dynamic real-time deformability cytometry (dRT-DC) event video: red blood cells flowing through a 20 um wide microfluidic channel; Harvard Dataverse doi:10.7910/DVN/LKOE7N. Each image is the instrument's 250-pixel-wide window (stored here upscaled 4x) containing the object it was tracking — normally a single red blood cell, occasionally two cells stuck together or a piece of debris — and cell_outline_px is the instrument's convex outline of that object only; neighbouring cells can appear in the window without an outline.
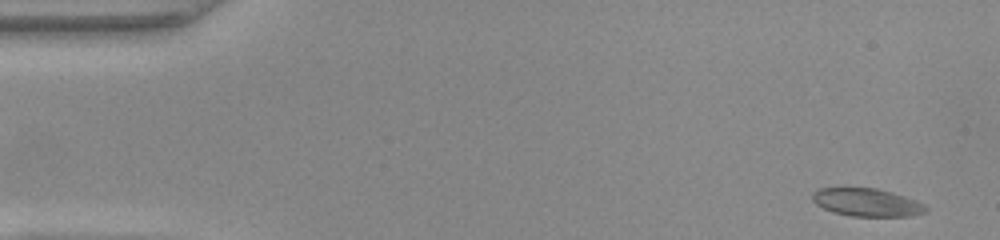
{"species": "common noctule bat (a hibernating species)", "species_latin": "Nyctalus noctula", "temperature_condition": "warm", "stored_images_in_passage": 48, "camera_frame_rate_fps": 3000, "um_per_image_px": 0.085, "animal": {"sex": "female", "body_mass_g": 22.0, "forearm_length_mm": 56.7}, "frame": {"image": 1, "passage_image": 1, "time_ms": 0.0, "image_size_px": [1000, 240], "cell_outline_px": [[928, 212], [912, 216], [852, 216], [832, 212], [816, 204], [812, 200], [812, 192], [816, 188], [876, 188], [892, 192], [916, 200], [924, 204], [928, 208]], "centroid_in_image_um": [73.69, 17.2], "position_along_channel_um": 11.3, "area_um2": 18.61}}
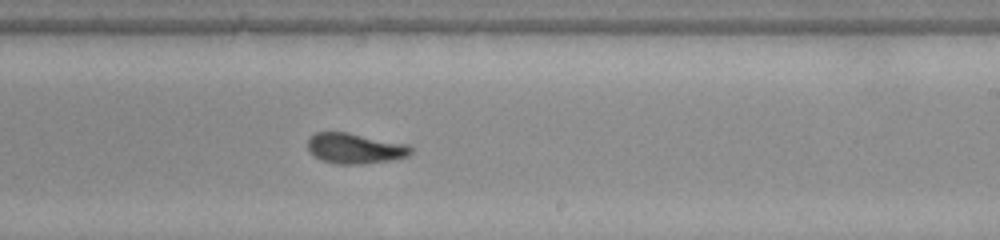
{"frame": {"image": 2, "passage_image": 28, "time_ms": 9.0, "image_size_px": [1000, 240], "cell_outline_px": [[412, 152], [408, 156], [392, 160], [360, 164], [336, 164], [320, 160], [308, 152], [308, 140], [316, 132], [348, 132], [408, 144], [412, 148]], "centroid_in_image_um": [30.17, 12.61], "position_along_channel_um": 258.8, "area_um2": 18.44}}
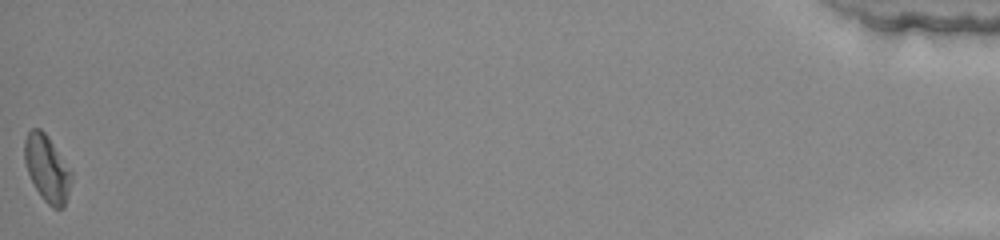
{"frame": {"image": 3, "passage_image": 48, "time_ms": 15.667, "image_size_px": [1000, 240], "cell_outline_px": [[72, 180], [68, 196], [64, 208], [52, 208], [40, 196], [28, 172], [24, 160], [24, 140], [28, 132], [32, 128], [40, 128], [48, 136], [72, 172]], "centroid_in_image_um": [4.01, 14.33], "position_along_channel_um": 431.2, "area_um2": 18.15}, "authors_computed_cell_mechanics": {"area_um2": 18.4093, "velocity_mm_per_s": 4.1236, "shape_relaxation_time_tau1_ms": 4.3677, "shape_relaxation_time_tau2_ms": 2.736, "deformation_change_tau1": 0.1649, "deformation_change_tau2": 0.0974}}